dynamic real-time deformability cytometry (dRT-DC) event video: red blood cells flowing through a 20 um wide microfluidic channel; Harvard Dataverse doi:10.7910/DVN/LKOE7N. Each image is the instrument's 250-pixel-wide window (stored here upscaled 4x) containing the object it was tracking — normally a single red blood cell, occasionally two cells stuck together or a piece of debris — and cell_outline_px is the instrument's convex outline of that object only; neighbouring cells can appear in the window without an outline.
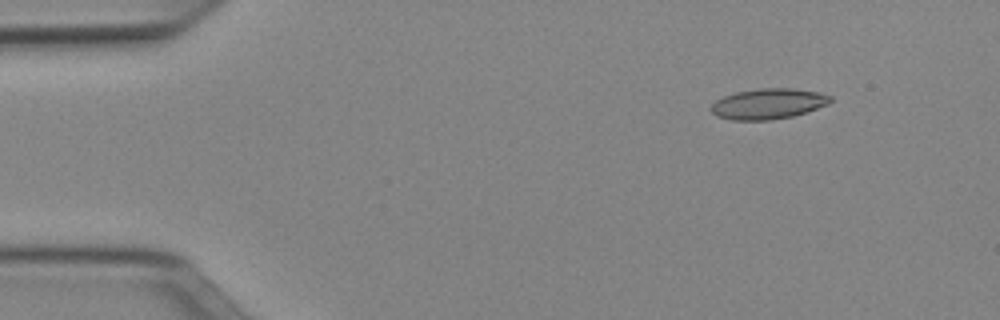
{"species": "Egyptian fruit bat (a non-hibernating species)", "species_latin": "Rousettus aegyptiacus", "temperature_condition": "cold", "stored_images_in_passage": 51, "camera_frame_rate_fps": 3000, "um_per_image_px": 0.085, "animal": {"sex": "female"}, "frame": {"image": 1, "passage_image": 6, "time_ms": 1.667, "image_size_px": [1000, 320], "cell_outline_px": [[832, 100], [828, 104], [808, 112], [792, 116], [772, 120], [732, 120], [716, 116], [712, 112], [712, 104], [716, 100], [724, 96], [736, 92], [756, 88], [792, 88], [820, 92], [832, 96]], "centroid_in_image_um": [65.33, 8.82], "position_along_channel_um": 19.7, "area_um2": 21.39}}
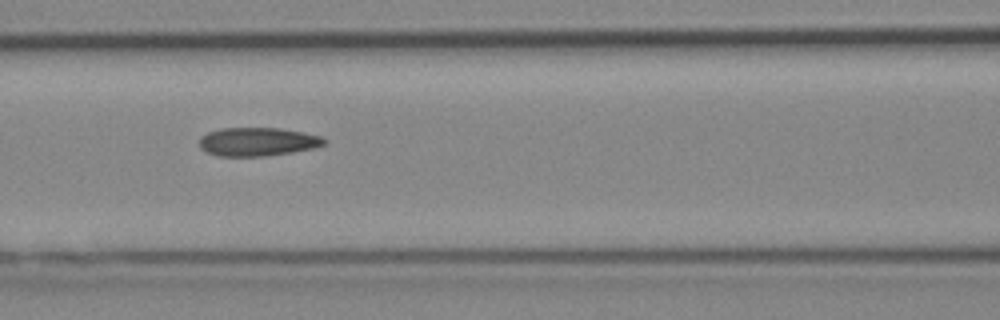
{"frame": {"image": 2, "passage_image": 22, "time_ms": 7.0, "image_size_px": [1000, 320], "cell_outline_px": [[328, 140], [324, 144], [316, 148], [268, 156], [216, 156], [200, 148], [200, 136], [208, 132], [224, 128], [280, 128], [304, 132], [320, 136]], "centroid_in_image_um": [21.92, 12.05], "position_along_channel_um": 144.7, "area_um2": 20.87}}
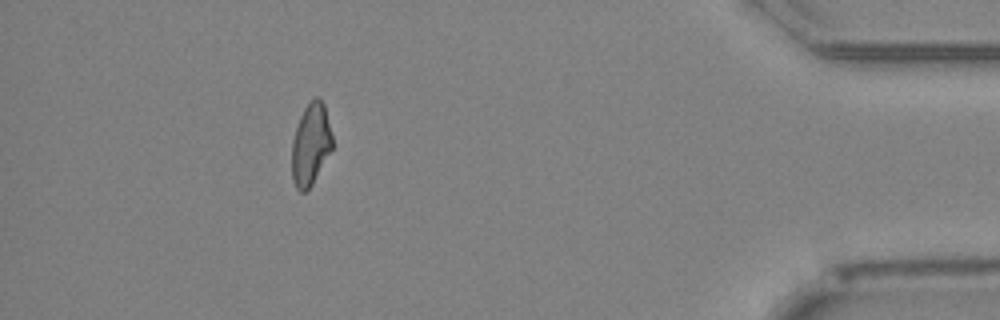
{"frame": {"image": 3, "passage_image": 46, "time_ms": 15.0, "image_size_px": [1000, 320], "cell_outline_px": [[332, 148], [312, 184], [304, 192], [300, 192], [296, 188], [292, 180], [292, 140], [300, 116], [304, 108], [316, 96], [320, 96], [324, 104], [332, 136]], "centroid_in_image_um": [26.4, 12.26], "position_along_channel_um": 408.8, "area_um2": 19.13}, "authors_computed_cell_mechanics": {"area_um2": 20.7502, "velocity_mm_per_s": 3.9825, "shape_relaxation_time_tau1_ms": null, "shape_relaxation_time_tau2_ms": 7.2289, "deformation_change_tau1": null, "deformation_change_tau2": 0.1607}}